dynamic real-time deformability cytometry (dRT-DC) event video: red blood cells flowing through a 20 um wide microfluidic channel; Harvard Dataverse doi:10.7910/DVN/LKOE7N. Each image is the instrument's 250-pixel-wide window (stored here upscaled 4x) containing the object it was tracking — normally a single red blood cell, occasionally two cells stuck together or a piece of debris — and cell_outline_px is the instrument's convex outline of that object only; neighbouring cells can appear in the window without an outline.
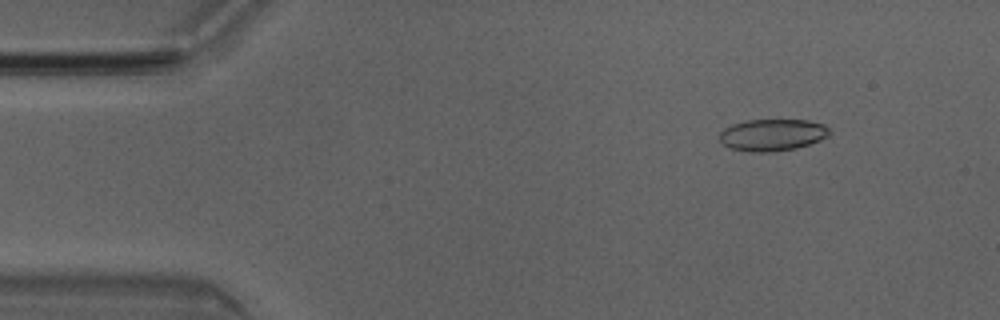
{"species": "Egyptian fruit bat (a non-hibernating species)", "species_latin": "Rousettus aegyptiacus", "temperature_condition": "room temperature", "stored_images_in_passage": 13, "camera_frame_rate_fps": 3000, "um_per_image_px": 0.085, "animal": {"sex": "male"}, "frame": {"image": 1, "passage_image": 6, "time_ms": 1.667, "image_size_px": [1000, 320], "cell_outline_px": [[832, 132], [828, 136], [820, 140], [796, 148], [772, 152], [748, 152], [732, 148], [724, 144], [720, 140], [720, 132], [724, 128], [732, 124], [744, 120], [808, 120], [824, 124]], "centroid_in_image_um": [65.66, 11.46], "position_along_channel_um": 19.3, "area_um2": 20.46}}